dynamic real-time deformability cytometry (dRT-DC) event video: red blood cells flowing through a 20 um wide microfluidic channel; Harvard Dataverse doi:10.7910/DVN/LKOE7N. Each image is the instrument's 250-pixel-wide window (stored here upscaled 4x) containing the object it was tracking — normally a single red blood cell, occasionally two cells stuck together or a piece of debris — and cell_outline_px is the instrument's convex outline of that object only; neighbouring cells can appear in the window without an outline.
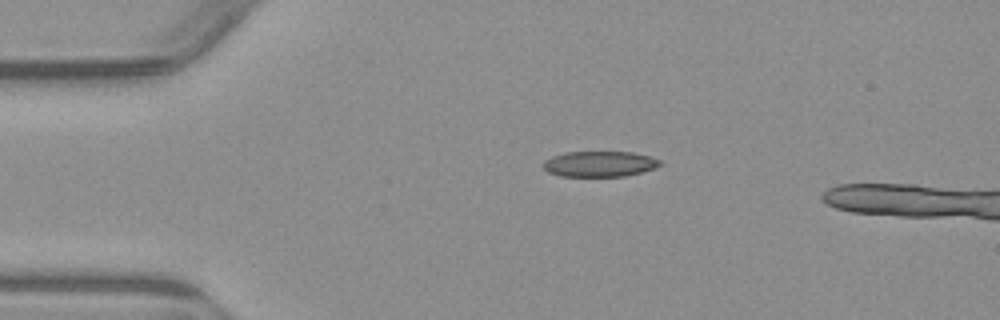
{"species": "common noctule bat (a hibernating species)", "species_latin": "Nyctalus noctula", "temperature_condition": "warm", "stored_images_in_passage": 2, "camera_frame_rate_fps": 3000, "um_per_image_px": 0.085, "animal": {"sex": "male", "body_mass_g": 23.1, "forearm_length_mm": 52.7}, "frame": {"image": 1, "passage_image": 1, "time_ms": 0.0, "image_size_px": [1000, 320], "cell_outline_px": [[660, 164], [656, 168], [624, 176], [560, 176], [548, 172], [544, 168], [544, 160], [552, 156], [564, 152], [632, 152], [648, 156], [660, 160]], "centroid_in_image_um": [50.93, 13.93], "position_along_channel_um": 34.1, "area_um2": 17.28}}